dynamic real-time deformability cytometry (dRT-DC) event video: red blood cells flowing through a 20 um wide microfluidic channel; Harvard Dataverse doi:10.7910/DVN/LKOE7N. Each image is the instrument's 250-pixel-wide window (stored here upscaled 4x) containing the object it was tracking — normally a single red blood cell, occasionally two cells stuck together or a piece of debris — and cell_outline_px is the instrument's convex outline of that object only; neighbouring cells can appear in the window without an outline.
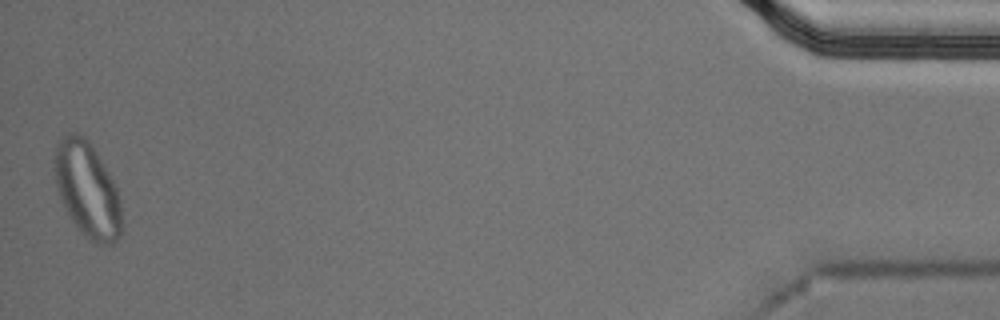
{"species": "Egyptian fruit bat (a non-hibernating species)", "species_latin": "Rousettus aegyptiacus", "temperature_condition": "cold", "stored_images_in_passage": 55, "segment_of_instrument_passage": [2, 2], "camera_frame_rate_fps": 3000, "um_per_image_px": 0.085, "animal": {"sex": "male"}, "frame": {"image": 1, "passage_image": 55, "time_ms": 18.0, "image_size_px": [1000, 320], "cell_outline_px": [[120, 236], [112, 244], [96, 244], [88, 240], [84, 236], [68, 216], [60, 200], [56, 184], [56, 148], [60, 140], [68, 132], [80, 132], [92, 144], [112, 180], [116, 188], [120, 200]], "centroid_in_image_um": [7.41, 16.14], "position_along_channel_um": 427.8, "area_um2": 36.88}}